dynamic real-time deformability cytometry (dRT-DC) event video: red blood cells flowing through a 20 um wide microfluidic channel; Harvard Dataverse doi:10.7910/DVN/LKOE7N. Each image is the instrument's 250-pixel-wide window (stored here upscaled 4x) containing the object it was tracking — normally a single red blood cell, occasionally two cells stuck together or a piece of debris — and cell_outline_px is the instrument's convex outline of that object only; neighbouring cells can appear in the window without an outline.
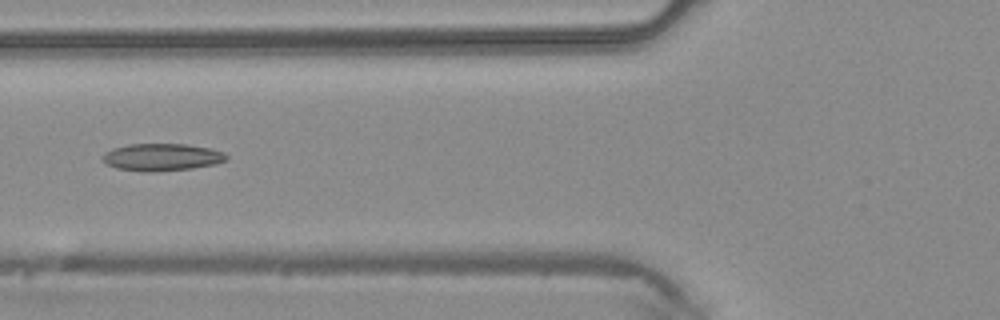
{"species": "common noctule bat (a hibernating species)", "species_latin": "Nyctalus noctula", "temperature_condition": "warm", "stored_images_in_passage": 35, "camera_frame_rate_fps": 3000, "um_per_image_px": 0.085, "animal": {"sex": "male", "body_mass_g": 20.4}, "frame": {"image": 1, "passage_image": 7, "time_ms": 2.0, "image_size_px": [1000, 320], "cell_outline_px": [[228, 160], [216, 164], [192, 168], [156, 172], [144, 172], [116, 168], [100, 160], [100, 156], [104, 152], [112, 148], [128, 144], [188, 144], [208, 148], [224, 152], [228, 156]], "centroid_in_image_um": [13.73, 13.36], "position_along_channel_um": 112.1, "area_um2": 20.0}}
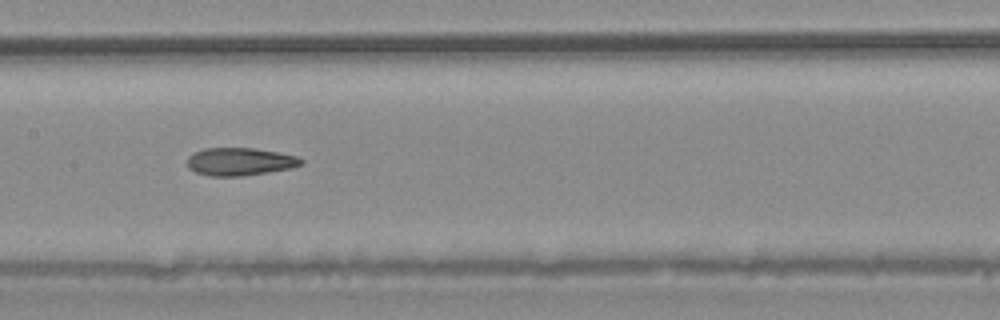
{"frame": {"image": 2, "passage_image": 12, "time_ms": 3.667, "image_size_px": [1000, 320], "cell_outline_px": [[304, 164], [292, 168], [268, 172], [240, 176], [208, 176], [196, 172], [188, 168], [188, 156], [204, 148], [252, 148], [276, 152], [296, 156], [304, 160]], "centroid_in_image_um": [20.4, 13.74], "position_along_channel_um": 187.0, "area_um2": 18.38}}
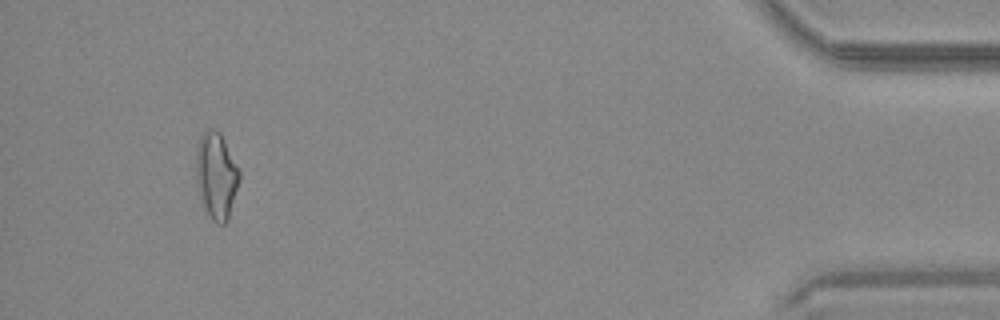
{"frame": {"image": 3, "passage_image": 32, "time_ms": 10.333, "image_size_px": [1000, 320], "cell_outline_px": [[240, 176], [228, 220], [224, 224], [216, 224], [208, 216], [204, 208], [196, 184], [196, 148], [200, 136], [208, 128], [212, 128], [220, 132], [240, 172]], "centroid_in_image_um": [18.36, 14.94], "position_along_channel_um": 416.8, "area_um2": 21.79}}